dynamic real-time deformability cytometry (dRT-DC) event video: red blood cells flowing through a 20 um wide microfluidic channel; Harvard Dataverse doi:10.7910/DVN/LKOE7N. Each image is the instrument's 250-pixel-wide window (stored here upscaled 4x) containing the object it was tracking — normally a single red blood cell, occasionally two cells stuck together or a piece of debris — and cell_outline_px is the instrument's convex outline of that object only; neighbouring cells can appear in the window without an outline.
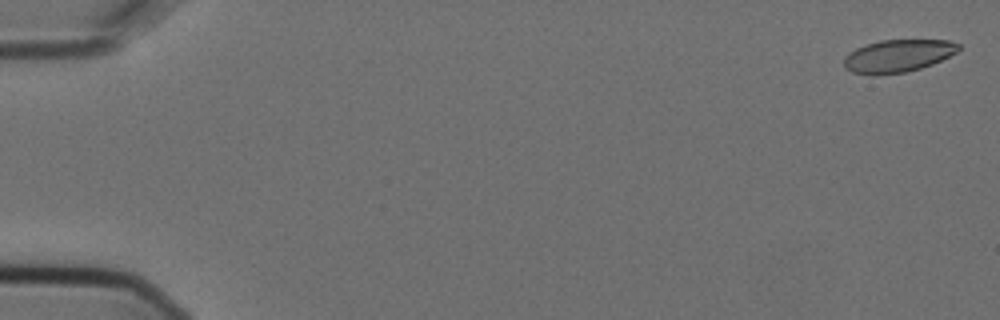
{"species": "Egyptian fruit bat (a non-hibernating species)", "species_latin": "Rousettus aegyptiacus", "temperature_condition": "cold", "stored_images_in_passage": 5, "camera_frame_rate_fps": 3000, "um_per_image_px": 0.085, "animal": {"sex": "female"}, "frame": {"image": 1, "passage_image": 1, "time_ms": 0.0, "image_size_px": [1000, 320], "cell_outline_px": [[960, 48], [956, 52], [932, 64], [920, 68], [904, 72], [876, 76], [872, 76], [852, 72], [844, 68], [844, 56], [848, 52], [856, 48], [880, 40], [948, 40], [960, 44]], "centroid_in_image_um": [76.27, 4.76], "position_along_channel_um": 8.7, "area_um2": 21.85}}
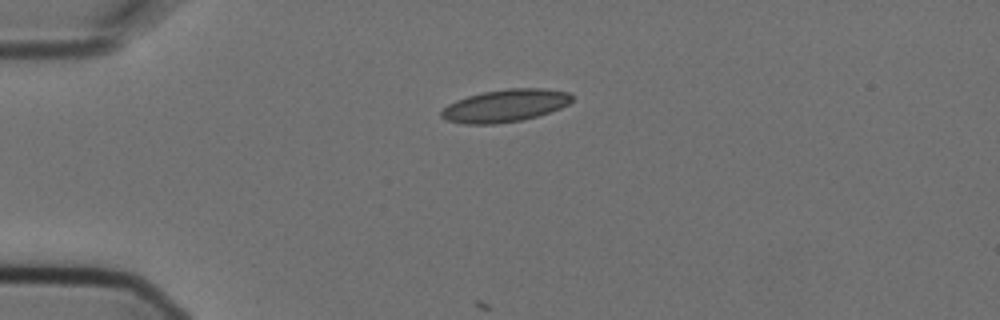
{"frame": {"image": 2, "passage_image": 4, "time_ms": 1.0, "image_size_px": [1000, 320], "cell_outline_px": [[572, 100], [568, 104], [560, 108], [536, 116], [520, 120], [496, 124], [464, 124], [448, 120], [440, 116], [440, 112], [448, 104], [456, 100], [468, 96], [484, 92], [508, 88], [544, 88], [568, 92], [572, 96]], "centroid_in_image_um": [42.92, 8.98], "position_along_channel_um": 42.1, "area_um2": 24.57}}